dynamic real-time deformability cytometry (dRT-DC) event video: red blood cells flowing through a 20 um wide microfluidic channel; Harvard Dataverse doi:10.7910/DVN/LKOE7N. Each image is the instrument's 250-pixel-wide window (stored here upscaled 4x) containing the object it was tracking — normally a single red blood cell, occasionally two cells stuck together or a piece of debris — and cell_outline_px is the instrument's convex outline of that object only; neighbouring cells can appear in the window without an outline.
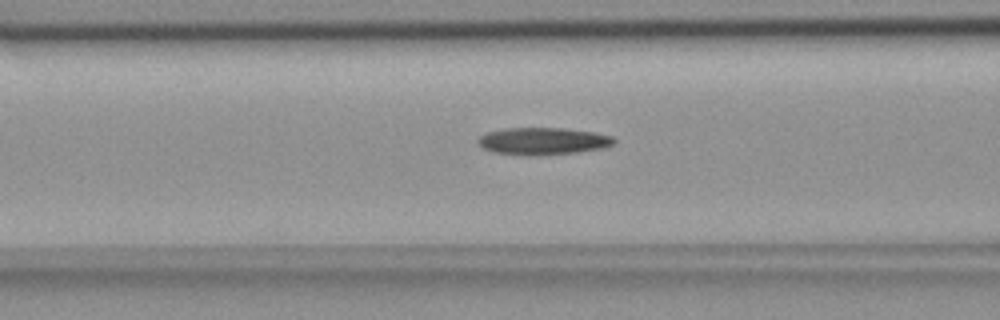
{"species": "common noctule bat (a hibernating species)", "species_latin": "Nyctalus noctula", "temperature_condition": "room temperature", "stored_images_in_passage": 40, "camera_frame_rate_fps": 3000, "um_per_image_px": 0.085, "animal": {"sex": "female", "body_mass_g": 18.4}, "frame": {"image": 1, "passage_image": 7, "time_ms": 2.0, "image_size_px": [1000, 320], "cell_outline_px": [[616, 140], [612, 144], [604, 148], [576, 152], [528, 156], [492, 152], [476, 144], [476, 140], [480, 136], [488, 132], [504, 128], [564, 128], [592, 132], [612, 136]], "centroid_in_image_um": [46.1, 11.99], "position_along_channel_um": 120.5, "area_um2": 21.56}}
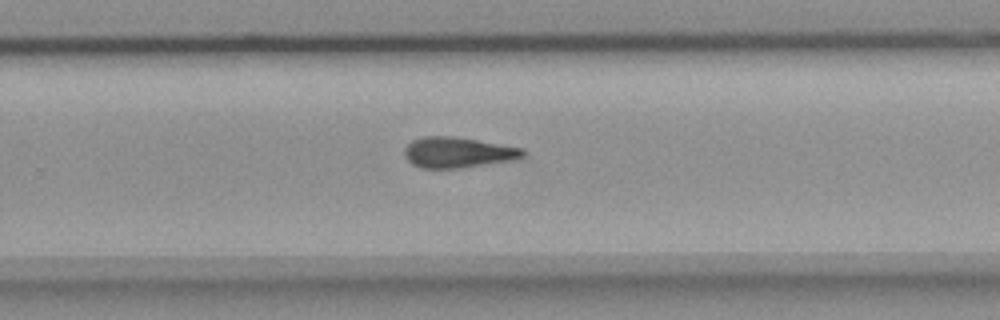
{"frame": {"image": 2, "passage_image": 21, "time_ms": 6.667, "image_size_px": [1000, 320], "cell_outline_px": [[524, 156], [508, 160], [460, 168], [420, 168], [412, 164], [408, 160], [404, 152], [404, 148], [412, 140], [424, 136], [452, 136], [524, 148]], "centroid_in_image_um": [38.86, 12.95], "position_along_channel_um": 290.9, "area_um2": 20.81}}
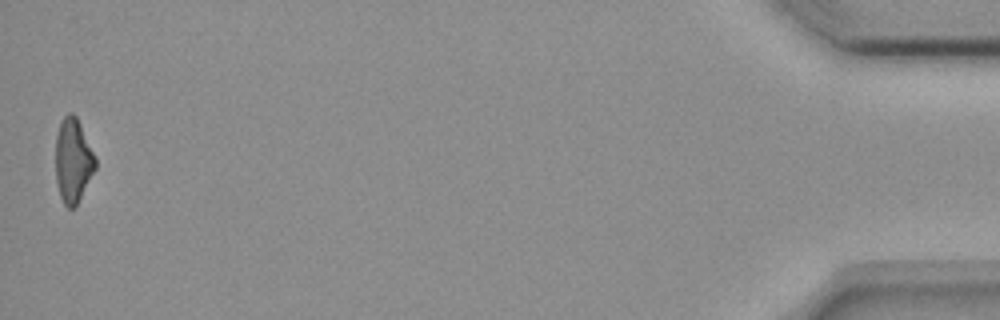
{"frame": {"image": 3, "passage_image": 40, "time_ms": 13.0, "image_size_px": [1000, 320], "cell_outline_px": [[96, 168], [76, 204], [72, 208], [68, 208], [64, 204], [60, 196], [56, 180], [56, 136], [60, 120], [68, 112], [72, 112], [76, 116], [96, 156]], "centroid_in_image_um": [6.2, 13.6], "position_along_channel_um": 429.0, "area_um2": 19.42}, "authors_computed_cell_mechanics": {"area_um2": 20.7213, "velocity_mm_per_s": 3.6652, "shape_relaxation_time_tau1_ms": null, "shape_relaxation_time_tau2_ms": 9.7201, "deformation_change_tau1": null, "deformation_change_tau2": 0.2381}}